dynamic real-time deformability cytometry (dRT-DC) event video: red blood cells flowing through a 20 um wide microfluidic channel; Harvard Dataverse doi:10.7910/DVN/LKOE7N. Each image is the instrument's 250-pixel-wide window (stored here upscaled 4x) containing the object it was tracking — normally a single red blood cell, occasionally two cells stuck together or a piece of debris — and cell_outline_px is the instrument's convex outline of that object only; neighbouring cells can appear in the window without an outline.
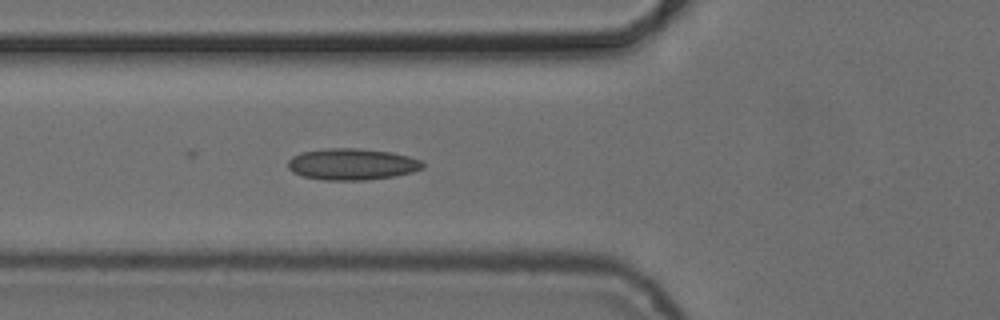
{"species": "common noctule bat (a hibernating species)", "species_latin": "Nyctalus noctula", "temperature_condition": "cold", "stored_images_in_passage": 2, "camera_frame_rate_fps": 3000, "um_per_image_px": 0.085, "animal": {"sex": "female", "body_mass_g": 24.6, "forearm_length_mm": 56.2}, "frame": {"image": 1, "passage_image": 2, "time_ms": 1.0, "image_size_px": [1000, 320], "cell_outline_px": [[424, 168], [412, 172], [396, 176], [364, 180], [324, 180], [304, 176], [292, 172], [288, 168], [288, 160], [292, 156], [300, 152], [324, 148], [360, 148], [392, 152], [408, 156], [420, 160], [424, 164]], "centroid_in_image_um": [29.91, 13.95], "position_along_channel_um": 95.9, "area_um2": 24.91}}